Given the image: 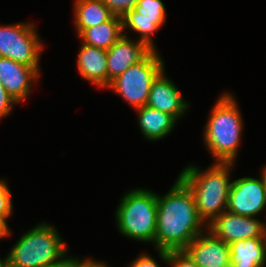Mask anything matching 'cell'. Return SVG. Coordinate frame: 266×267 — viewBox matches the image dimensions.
I'll return each mask as SVG.
<instances>
[{"label": "cell", "mask_w": 266, "mask_h": 267, "mask_svg": "<svg viewBox=\"0 0 266 267\" xmlns=\"http://www.w3.org/2000/svg\"><path fill=\"white\" fill-rule=\"evenodd\" d=\"M74 257L67 256L62 262H58L52 265L43 266V267H69L70 262Z\"/></svg>", "instance_id": "27"}, {"label": "cell", "mask_w": 266, "mask_h": 267, "mask_svg": "<svg viewBox=\"0 0 266 267\" xmlns=\"http://www.w3.org/2000/svg\"><path fill=\"white\" fill-rule=\"evenodd\" d=\"M12 193L5 179H0V216L7 222L13 211Z\"/></svg>", "instance_id": "21"}, {"label": "cell", "mask_w": 266, "mask_h": 267, "mask_svg": "<svg viewBox=\"0 0 266 267\" xmlns=\"http://www.w3.org/2000/svg\"><path fill=\"white\" fill-rule=\"evenodd\" d=\"M262 174V176H263V178H264V181H265V185H266V165H264V168L262 169V172H261Z\"/></svg>", "instance_id": "29"}, {"label": "cell", "mask_w": 266, "mask_h": 267, "mask_svg": "<svg viewBox=\"0 0 266 267\" xmlns=\"http://www.w3.org/2000/svg\"><path fill=\"white\" fill-rule=\"evenodd\" d=\"M77 66L81 78L90 81L99 88L108 87L107 50L81 44Z\"/></svg>", "instance_id": "15"}, {"label": "cell", "mask_w": 266, "mask_h": 267, "mask_svg": "<svg viewBox=\"0 0 266 267\" xmlns=\"http://www.w3.org/2000/svg\"><path fill=\"white\" fill-rule=\"evenodd\" d=\"M163 70L153 81L147 106L174 116L177 120L184 115L190 104L185 101L176 87Z\"/></svg>", "instance_id": "14"}, {"label": "cell", "mask_w": 266, "mask_h": 267, "mask_svg": "<svg viewBox=\"0 0 266 267\" xmlns=\"http://www.w3.org/2000/svg\"><path fill=\"white\" fill-rule=\"evenodd\" d=\"M39 71V68L17 63L7 57H0V81L17 103L28 97L32 82L35 83L39 79Z\"/></svg>", "instance_id": "13"}, {"label": "cell", "mask_w": 266, "mask_h": 267, "mask_svg": "<svg viewBox=\"0 0 266 267\" xmlns=\"http://www.w3.org/2000/svg\"><path fill=\"white\" fill-rule=\"evenodd\" d=\"M115 220L120 234L156 247L157 194L146 188L125 193L116 209Z\"/></svg>", "instance_id": "5"}, {"label": "cell", "mask_w": 266, "mask_h": 267, "mask_svg": "<svg viewBox=\"0 0 266 267\" xmlns=\"http://www.w3.org/2000/svg\"><path fill=\"white\" fill-rule=\"evenodd\" d=\"M67 248L57 229L41 222L10 248L8 267H43L62 262L68 255Z\"/></svg>", "instance_id": "4"}, {"label": "cell", "mask_w": 266, "mask_h": 267, "mask_svg": "<svg viewBox=\"0 0 266 267\" xmlns=\"http://www.w3.org/2000/svg\"><path fill=\"white\" fill-rule=\"evenodd\" d=\"M233 165L215 162L205 170L188 165L178 176L191 190L198 214L207 225L227 210Z\"/></svg>", "instance_id": "2"}, {"label": "cell", "mask_w": 266, "mask_h": 267, "mask_svg": "<svg viewBox=\"0 0 266 267\" xmlns=\"http://www.w3.org/2000/svg\"><path fill=\"white\" fill-rule=\"evenodd\" d=\"M205 230L194 196L179 177L164 196L157 194L156 250H184Z\"/></svg>", "instance_id": "1"}, {"label": "cell", "mask_w": 266, "mask_h": 267, "mask_svg": "<svg viewBox=\"0 0 266 267\" xmlns=\"http://www.w3.org/2000/svg\"><path fill=\"white\" fill-rule=\"evenodd\" d=\"M232 182L227 210L247 217L260 214L266 207V185L263 176L243 177Z\"/></svg>", "instance_id": "9"}, {"label": "cell", "mask_w": 266, "mask_h": 267, "mask_svg": "<svg viewBox=\"0 0 266 267\" xmlns=\"http://www.w3.org/2000/svg\"><path fill=\"white\" fill-rule=\"evenodd\" d=\"M14 104H18L16 100L6 91L0 81V120L11 114Z\"/></svg>", "instance_id": "23"}, {"label": "cell", "mask_w": 266, "mask_h": 267, "mask_svg": "<svg viewBox=\"0 0 266 267\" xmlns=\"http://www.w3.org/2000/svg\"><path fill=\"white\" fill-rule=\"evenodd\" d=\"M151 49L139 40L123 35L107 50L108 86L131 65L140 62Z\"/></svg>", "instance_id": "12"}, {"label": "cell", "mask_w": 266, "mask_h": 267, "mask_svg": "<svg viewBox=\"0 0 266 267\" xmlns=\"http://www.w3.org/2000/svg\"><path fill=\"white\" fill-rule=\"evenodd\" d=\"M184 251L198 267H231L230 248L208 229L199 234Z\"/></svg>", "instance_id": "11"}, {"label": "cell", "mask_w": 266, "mask_h": 267, "mask_svg": "<svg viewBox=\"0 0 266 267\" xmlns=\"http://www.w3.org/2000/svg\"><path fill=\"white\" fill-rule=\"evenodd\" d=\"M7 222L0 216V239L8 237L11 232Z\"/></svg>", "instance_id": "26"}, {"label": "cell", "mask_w": 266, "mask_h": 267, "mask_svg": "<svg viewBox=\"0 0 266 267\" xmlns=\"http://www.w3.org/2000/svg\"><path fill=\"white\" fill-rule=\"evenodd\" d=\"M33 23L0 25V57L17 63L40 68V55L44 48Z\"/></svg>", "instance_id": "7"}, {"label": "cell", "mask_w": 266, "mask_h": 267, "mask_svg": "<svg viewBox=\"0 0 266 267\" xmlns=\"http://www.w3.org/2000/svg\"><path fill=\"white\" fill-rule=\"evenodd\" d=\"M165 70V64L158 50H151L140 62L131 65L113 79L106 89L115 91L134 109L146 105L151 85Z\"/></svg>", "instance_id": "6"}, {"label": "cell", "mask_w": 266, "mask_h": 267, "mask_svg": "<svg viewBox=\"0 0 266 267\" xmlns=\"http://www.w3.org/2000/svg\"><path fill=\"white\" fill-rule=\"evenodd\" d=\"M166 9L162 0H138L134 9L122 16L123 32L125 29L139 33V41L151 50H157L152 34L162 28L166 20Z\"/></svg>", "instance_id": "8"}, {"label": "cell", "mask_w": 266, "mask_h": 267, "mask_svg": "<svg viewBox=\"0 0 266 267\" xmlns=\"http://www.w3.org/2000/svg\"><path fill=\"white\" fill-rule=\"evenodd\" d=\"M116 16L122 17L127 11L134 9L138 0H102Z\"/></svg>", "instance_id": "22"}, {"label": "cell", "mask_w": 266, "mask_h": 267, "mask_svg": "<svg viewBox=\"0 0 266 267\" xmlns=\"http://www.w3.org/2000/svg\"><path fill=\"white\" fill-rule=\"evenodd\" d=\"M231 267H265L266 265V238H250L231 242Z\"/></svg>", "instance_id": "16"}, {"label": "cell", "mask_w": 266, "mask_h": 267, "mask_svg": "<svg viewBox=\"0 0 266 267\" xmlns=\"http://www.w3.org/2000/svg\"><path fill=\"white\" fill-rule=\"evenodd\" d=\"M138 113V125L144 138L158 141L174 130L177 119L147 105L135 109Z\"/></svg>", "instance_id": "17"}, {"label": "cell", "mask_w": 266, "mask_h": 267, "mask_svg": "<svg viewBox=\"0 0 266 267\" xmlns=\"http://www.w3.org/2000/svg\"><path fill=\"white\" fill-rule=\"evenodd\" d=\"M75 267H108L106 263L92 260L87 258L86 260H80L79 258L75 257Z\"/></svg>", "instance_id": "25"}, {"label": "cell", "mask_w": 266, "mask_h": 267, "mask_svg": "<svg viewBox=\"0 0 266 267\" xmlns=\"http://www.w3.org/2000/svg\"><path fill=\"white\" fill-rule=\"evenodd\" d=\"M0 267H8L7 255L4 259H0Z\"/></svg>", "instance_id": "28"}, {"label": "cell", "mask_w": 266, "mask_h": 267, "mask_svg": "<svg viewBox=\"0 0 266 267\" xmlns=\"http://www.w3.org/2000/svg\"><path fill=\"white\" fill-rule=\"evenodd\" d=\"M128 267H160V265H158L157 261L151 255L142 253L130 262Z\"/></svg>", "instance_id": "24"}, {"label": "cell", "mask_w": 266, "mask_h": 267, "mask_svg": "<svg viewBox=\"0 0 266 267\" xmlns=\"http://www.w3.org/2000/svg\"><path fill=\"white\" fill-rule=\"evenodd\" d=\"M207 229L226 244L250 238H266V224L256 217L240 216L228 210L215 217Z\"/></svg>", "instance_id": "10"}, {"label": "cell", "mask_w": 266, "mask_h": 267, "mask_svg": "<svg viewBox=\"0 0 266 267\" xmlns=\"http://www.w3.org/2000/svg\"><path fill=\"white\" fill-rule=\"evenodd\" d=\"M207 119L204 143L215 162L235 163L241 144L243 119L235 96L222 93Z\"/></svg>", "instance_id": "3"}, {"label": "cell", "mask_w": 266, "mask_h": 267, "mask_svg": "<svg viewBox=\"0 0 266 267\" xmlns=\"http://www.w3.org/2000/svg\"><path fill=\"white\" fill-rule=\"evenodd\" d=\"M69 267H75V258L71 260Z\"/></svg>", "instance_id": "30"}, {"label": "cell", "mask_w": 266, "mask_h": 267, "mask_svg": "<svg viewBox=\"0 0 266 267\" xmlns=\"http://www.w3.org/2000/svg\"><path fill=\"white\" fill-rule=\"evenodd\" d=\"M73 5L77 35L85 28L104 23L114 16L102 0H75Z\"/></svg>", "instance_id": "19"}, {"label": "cell", "mask_w": 266, "mask_h": 267, "mask_svg": "<svg viewBox=\"0 0 266 267\" xmlns=\"http://www.w3.org/2000/svg\"><path fill=\"white\" fill-rule=\"evenodd\" d=\"M159 257L171 267H198L195 261L184 251L157 250Z\"/></svg>", "instance_id": "20"}, {"label": "cell", "mask_w": 266, "mask_h": 267, "mask_svg": "<svg viewBox=\"0 0 266 267\" xmlns=\"http://www.w3.org/2000/svg\"><path fill=\"white\" fill-rule=\"evenodd\" d=\"M122 35V17L114 15L104 23L85 28L78 37L81 43L108 50Z\"/></svg>", "instance_id": "18"}]
</instances>
